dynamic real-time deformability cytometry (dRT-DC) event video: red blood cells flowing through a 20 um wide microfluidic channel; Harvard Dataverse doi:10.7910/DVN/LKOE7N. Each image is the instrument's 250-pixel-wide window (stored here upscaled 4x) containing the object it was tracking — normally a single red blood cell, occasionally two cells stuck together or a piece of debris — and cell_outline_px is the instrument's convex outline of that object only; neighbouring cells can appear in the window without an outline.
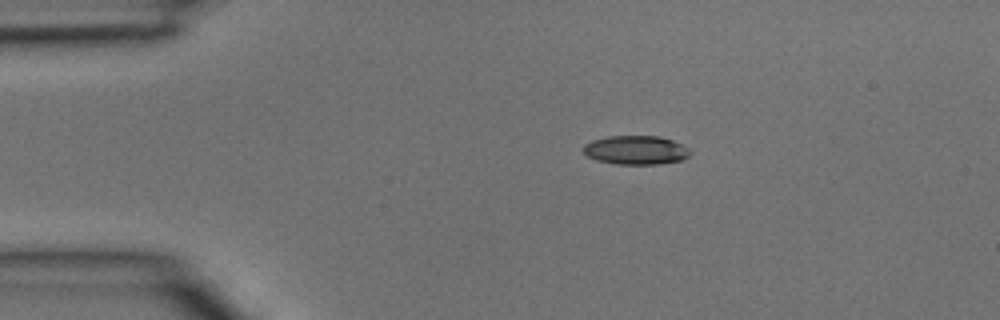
{"species": "common noctule bat (a hibernating species)", "species_latin": "Nyctalus noctula", "temperature_condition": "room temperature", "stored_images_in_passage": 2, "camera_frame_rate_fps": 3000, "um_per_image_px": 0.085, "animal": {"sex": "male", "body_mass_g": 15.6}, "frame": {"image": 1, "passage_image": 1, "time_ms": 0.0, "image_size_px": [1000, 320], "cell_outline_px": [[692, 152], [688, 156], [680, 160], [656, 164], [616, 164], [596, 160], [588, 156], [580, 148], [584, 144], [592, 140], [608, 136], [660, 136], [672, 140], [688, 148]], "centroid_in_image_um": [54.01, 12.75], "position_along_channel_um": 31.0, "area_um2": 17.98}}